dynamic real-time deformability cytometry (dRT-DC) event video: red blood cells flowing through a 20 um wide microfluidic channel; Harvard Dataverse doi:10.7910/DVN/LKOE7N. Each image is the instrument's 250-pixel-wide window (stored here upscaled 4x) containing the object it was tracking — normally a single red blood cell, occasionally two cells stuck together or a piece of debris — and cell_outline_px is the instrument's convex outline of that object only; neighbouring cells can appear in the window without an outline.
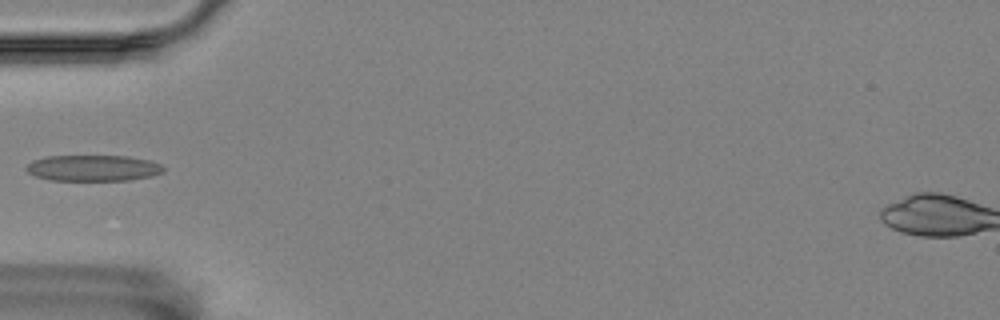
{"species": "Egyptian fruit bat (a non-hibernating species)", "species_latin": "Rousettus aegyptiacus", "temperature_condition": "room temperature", "stored_images_in_passage": 4, "camera_frame_rate_fps": 3000, "um_per_image_px": 0.085, "animal": {"sex": "female"}, "frame": {"image": 1, "passage_image": 1, "time_ms": 0.0, "image_size_px": [1000, 320], "cell_outline_px": [[164, 172], [152, 176], [128, 180], [48, 180], [36, 176], [28, 172], [24, 168], [32, 160], [48, 156], [128, 156], [148, 160], [160, 164], [164, 168]], "centroid_in_image_um": [7.9, 14.28], "position_along_channel_um": 77.1, "area_um2": 20.81}}
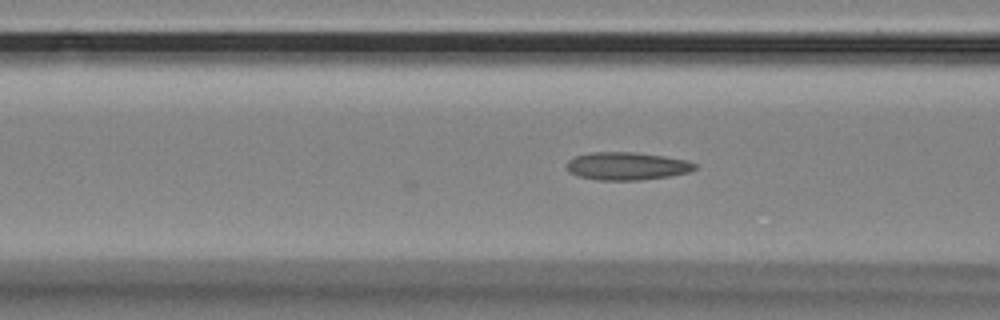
{"frame": {"image": 2, "passage_image": 4, "time_ms": 1.0, "image_size_px": [1000, 320], "cell_outline_px": [[696, 168], [688, 172], [668, 176], [640, 180], [596, 180], [580, 176], [568, 172], [564, 164], [568, 160], [576, 156], [592, 152], [636, 152], [664, 156], [684, 160], [696, 164]], "centroid_in_image_um": [53.22, 14.11], "position_along_channel_um": 113.4, "area_um2": 20.75}}